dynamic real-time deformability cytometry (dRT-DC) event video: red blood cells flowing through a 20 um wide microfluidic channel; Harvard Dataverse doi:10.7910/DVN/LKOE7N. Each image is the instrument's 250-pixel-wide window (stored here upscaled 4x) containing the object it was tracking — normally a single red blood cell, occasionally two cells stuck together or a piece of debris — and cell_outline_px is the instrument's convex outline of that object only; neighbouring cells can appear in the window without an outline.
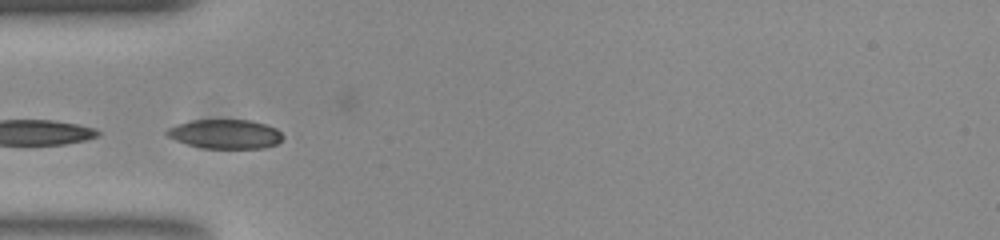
{"species": "common noctule bat (a hibernating species)", "species_latin": "Nyctalus noctula", "temperature_condition": "room temperature", "stored_images_in_passage": 7, "camera_frame_rate_fps": 3000, "um_per_image_px": 0.085, "animal": {"sex": "female", "body_mass_g": 23.0, "forearm_length_mm": 53.4}, "frame": {"image": 1, "passage_image": 4, "time_ms": 1.0, "image_size_px": [1000, 240], "cell_outline_px": [[284, 136], [276, 144], [264, 148], [204, 148], [188, 144], [176, 140], [168, 136], [164, 132], [168, 128], [176, 124], [192, 120], [252, 120], [276, 128]], "centroid_in_image_um": [19.14, 11.39], "position_along_channel_um": 65.9, "area_um2": 19.65}}